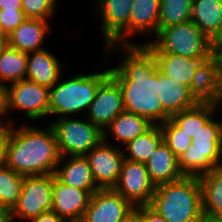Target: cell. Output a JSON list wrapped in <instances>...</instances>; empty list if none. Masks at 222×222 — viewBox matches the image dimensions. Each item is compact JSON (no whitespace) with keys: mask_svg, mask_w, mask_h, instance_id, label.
Returning a JSON list of instances; mask_svg holds the SVG:
<instances>
[{"mask_svg":"<svg viewBox=\"0 0 222 222\" xmlns=\"http://www.w3.org/2000/svg\"><path fill=\"white\" fill-rule=\"evenodd\" d=\"M118 48L125 56L117 67L109 68V72L121 88L124 111L161 125L170 115L158 96L159 70L155 57L140 43L118 45Z\"/></svg>","mask_w":222,"mask_h":222,"instance_id":"1","label":"cell"},{"mask_svg":"<svg viewBox=\"0 0 222 222\" xmlns=\"http://www.w3.org/2000/svg\"><path fill=\"white\" fill-rule=\"evenodd\" d=\"M14 126L6 142L5 165L23 176L54 174L61 156L51 125Z\"/></svg>","mask_w":222,"mask_h":222,"instance_id":"2","label":"cell"},{"mask_svg":"<svg viewBox=\"0 0 222 222\" xmlns=\"http://www.w3.org/2000/svg\"><path fill=\"white\" fill-rule=\"evenodd\" d=\"M150 206L169 222H198L203 214L199 177L158 185Z\"/></svg>","mask_w":222,"mask_h":222,"instance_id":"3","label":"cell"},{"mask_svg":"<svg viewBox=\"0 0 222 222\" xmlns=\"http://www.w3.org/2000/svg\"><path fill=\"white\" fill-rule=\"evenodd\" d=\"M110 75L109 68L92 74H79L66 80H59L50 88L49 115L71 117L85 112L95 98L99 85Z\"/></svg>","mask_w":222,"mask_h":222,"instance_id":"4","label":"cell"},{"mask_svg":"<svg viewBox=\"0 0 222 222\" xmlns=\"http://www.w3.org/2000/svg\"><path fill=\"white\" fill-rule=\"evenodd\" d=\"M214 117L193 135L192 144L178 157L183 176L200 177L222 166V123Z\"/></svg>","mask_w":222,"mask_h":222,"instance_id":"5","label":"cell"},{"mask_svg":"<svg viewBox=\"0 0 222 222\" xmlns=\"http://www.w3.org/2000/svg\"><path fill=\"white\" fill-rule=\"evenodd\" d=\"M142 45L151 53H172L195 59H208L216 49L192 21L162 28L155 40Z\"/></svg>","mask_w":222,"mask_h":222,"instance_id":"6","label":"cell"},{"mask_svg":"<svg viewBox=\"0 0 222 222\" xmlns=\"http://www.w3.org/2000/svg\"><path fill=\"white\" fill-rule=\"evenodd\" d=\"M61 117L50 123L61 157L85 156L102 139L103 132L87 118Z\"/></svg>","mask_w":222,"mask_h":222,"instance_id":"7","label":"cell"},{"mask_svg":"<svg viewBox=\"0 0 222 222\" xmlns=\"http://www.w3.org/2000/svg\"><path fill=\"white\" fill-rule=\"evenodd\" d=\"M53 174L24 176L22 191L11 210V220H31L52 211Z\"/></svg>","mask_w":222,"mask_h":222,"instance_id":"8","label":"cell"},{"mask_svg":"<svg viewBox=\"0 0 222 222\" xmlns=\"http://www.w3.org/2000/svg\"><path fill=\"white\" fill-rule=\"evenodd\" d=\"M50 88L23 79L6 87V116L11 110L23 111L29 120L49 116Z\"/></svg>","mask_w":222,"mask_h":222,"instance_id":"9","label":"cell"},{"mask_svg":"<svg viewBox=\"0 0 222 222\" xmlns=\"http://www.w3.org/2000/svg\"><path fill=\"white\" fill-rule=\"evenodd\" d=\"M133 0H96V9L102 23L105 49L109 53L118 45H136L129 41V17ZM132 42V43H131Z\"/></svg>","mask_w":222,"mask_h":222,"instance_id":"10","label":"cell"},{"mask_svg":"<svg viewBox=\"0 0 222 222\" xmlns=\"http://www.w3.org/2000/svg\"><path fill=\"white\" fill-rule=\"evenodd\" d=\"M155 189L145 163L123 159L119 179L113 187L114 191L136 207L150 205Z\"/></svg>","mask_w":222,"mask_h":222,"instance_id":"11","label":"cell"},{"mask_svg":"<svg viewBox=\"0 0 222 222\" xmlns=\"http://www.w3.org/2000/svg\"><path fill=\"white\" fill-rule=\"evenodd\" d=\"M107 140L103 138L85 155L93 178L100 189H113L119 179L124 159L123 148L114 146Z\"/></svg>","mask_w":222,"mask_h":222,"instance_id":"12","label":"cell"},{"mask_svg":"<svg viewBox=\"0 0 222 222\" xmlns=\"http://www.w3.org/2000/svg\"><path fill=\"white\" fill-rule=\"evenodd\" d=\"M123 111L121 88L109 75L99 85L95 98L87 110V119L104 132Z\"/></svg>","mask_w":222,"mask_h":222,"instance_id":"13","label":"cell"},{"mask_svg":"<svg viewBox=\"0 0 222 222\" xmlns=\"http://www.w3.org/2000/svg\"><path fill=\"white\" fill-rule=\"evenodd\" d=\"M190 92L199 103L222 104V64L216 52L198 65Z\"/></svg>","mask_w":222,"mask_h":222,"instance_id":"14","label":"cell"},{"mask_svg":"<svg viewBox=\"0 0 222 222\" xmlns=\"http://www.w3.org/2000/svg\"><path fill=\"white\" fill-rule=\"evenodd\" d=\"M134 206L113 189H99L91 195L82 222H121Z\"/></svg>","mask_w":222,"mask_h":222,"instance_id":"15","label":"cell"},{"mask_svg":"<svg viewBox=\"0 0 222 222\" xmlns=\"http://www.w3.org/2000/svg\"><path fill=\"white\" fill-rule=\"evenodd\" d=\"M92 193L63 184L53 174L52 211L65 221L82 220Z\"/></svg>","mask_w":222,"mask_h":222,"instance_id":"16","label":"cell"},{"mask_svg":"<svg viewBox=\"0 0 222 222\" xmlns=\"http://www.w3.org/2000/svg\"><path fill=\"white\" fill-rule=\"evenodd\" d=\"M191 21L216 46L222 40V1L193 0Z\"/></svg>","mask_w":222,"mask_h":222,"instance_id":"17","label":"cell"},{"mask_svg":"<svg viewBox=\"0 0 222 222\" xmlns=\"http://www.w3.org/2000/svg\"><path fill=\"white\" fill-rule=\"evenodd\" d=\"M65 158L66 163L60 168V164L65 161ZM54 175L63 184L88 190L92 194L100 189L93 178L91 168L85 156L60 157Z\"/></svg>","mask_w":222,"mask_h":222,"instance_id":"18","label":"cell"},{"mask_svg":"<svg viewBox=\"0 0 222 222\" xmlns=\"http://www.w3.org/2000/svg\"><path fill=\"white\" fill-rule=\"evenodd\" d=\"M49 29L48 21L27 18L8 36V46L27 53L43 50Z\"/></svg>","mask_w":222,"mask_h":222,"instance_id":"19","label":"cell"},{"mask_svg":"<svg viewBox=\"0 0 222 222\" xmlns=\"http://www.w3.org/2000/svg\"><path fill=\"white\" fill-rule=\"evenodd\" d=\"M60 65L55 55L46 49L29 52L25 78L51 88L62 78Z\"/></svg>","mask_w":222,"mask_h":222,"instance_id":"20","label":"cell"},{"mask_svg":"<svg viewBox=\"0 0 222 222\" xmlns=\"http://www.w3.org/2000/svg\"><path fill=\"white\" fill-rule=\"evenodd\" d=\"M145 164L149 178L155 187L183 177L178 166V158L164 141L159 144Z\"/></svg>","mask_w":222,"mask_h":222,"instance_id":"21","label":"cell"},{"mask_svg":"<svg viewBox=\"0 0 222 222\" xmlns=\"http://www.w3.org/2000/svg\"><path fill=\"white\" fill-rule=\"evenodd\" d=\"M158 96L163 109L171 116L196 106L199 102L190 92V88L172 80L159 71Z\"/></svg>","mask_w":222,"mask_h":222,"instance_id":"22","label":"cell"},{"mask_svg":"<svg viewBox=\"0 0 222 222\" xmlns=\"http://www.w3.org/2000/svg\"><path fill=\"white\" fill-rule=\"evenodd\" d=\"M160 0H133L129 17V38L135 34L157 35Z\"/></svg>","mask_w":222,"mask_h":222,"instance_id":"23","label":"cell"},{"mask_svg":"<svg viewBox=\"0 0 222 222\" xmlns=\"http://www.w3.org/2000/svg\"><path fill=\"white\" fill-rule=\"evenodd\" d=\"M155 57L158 70L179 83L190 88L192 77L198 65L206 59H195L172 53H152Z\"/></svg>","mask_w":222,"mask_h":222,"instance_id":"24","label":"cell"},{"mask_svg":"<svg viewBox=\"0 0 222 222\" xmlns=\"http://www.w3.org/2000/svg\"><path fill=\"white\" fill-rule=\"evenodd\" d=\"M153 126L154 124L145 117L123 111L107 127L111 134H108L106 129L103 132V138L112 135L114 140L123 146L134 138L146 133Z\"/></svg>","mask_w":222,"mask_h":222,"instance_id":"25","label":"cell"},{"mask_svg":"<svg viewBox=\"0 0 222 222\" xmlns=\"http://www.w3.org/2000/svg\"><path fill=\"white\" fill-rule=\"evenodd\" d=\"M215 103H198L196 106L175 113L170 120L184 133L193 138L199 130L215 115L218 109Z\"/></svg>","mask_w":222,"mask_h":222,"instance_id":"26","label":"cell"},{"mask_svg":"<svg viewBox=\"0 0 222 222\" xmlns=\"http://www.w3.org/2000/svg\"><path fill=\"white\" fill-rule=\"evenodd\" d=\"M204 213L222 217V166L199 177Z\"/></svg>","mask_w":222,"mask_h":222,"instance_id":"27","label":"cell"},{"mask_svg":"<svg viewBox=\"0 0 222 222\" xmlns=\"http://www.w3.org/2000/svg\"><path fill=\"white\" fill-rule=\"evenodd\" d=\"M163 141L160 125H154L146 133L134 138L125 145L124 158L140 163H146Z\"/></svg>","mask_w":222,"mask_h":222,"instance_id":"28","label":"cell"},{"mask_svg":"<svg viewBox=\"0 0 222 222\" xmlns=\"http://www.w3.org/2000/svg\"><path fill=\"white\" fill-rule=\"evenodd\" d=\"M28 53L10 46L0 54V82L8 84L25 79L27 73Z\"/></svg>","mask_w":222,"mask_h":222,"instance_id":"29","label":"cell"},{"mask_svg":"<svg viewBox=\"0 0 222 222\" xmlns=\"http://www.w3.org/2000/svg\"><path fill=\"white\" fill-rule=\"evenodd\" d=\"M193 0H160L158 32L167 26L191 21Z\"/></svg>","mask_w":222,"mask_h":222,"instance_id":"30","label":"cell"},{"mask_svg":"<svg viewBox=\"0 0 222 222\" xmlns=\"http://www.w3.org/2000/svg\"><path fill=\"white\" fill-rule=\"evenodd\" d=\"M23 177L6 165L0 167V204L6 206L10 211L18 202Z\"/></svg>","mask_w":222,"mask_h":222,"instance_id":"31","label":"cell"},{"mask_svg":"<svg viewBox=\"0 0 222 222\" xmlns=\"http://www.w3.org/2000/svg\"><path fill=\"white\" fill-rule=\"evenodd\" d=\"M163 141L178 158L192 144V138L178 128L170 119L160 125Z\"/></svg>","mask_w":222,"mask_h":222,"instance_id":"32","label":"cell"},{"mask_svg":"<svg viewBox=\"0 0 222 222\" xmlns=\"http://www.w3.org/2000/svg\"><path fill=\"white\" fill-rule=\"evenodd\" d=\"M26 18L42 19L48 21L55 15L57 0H21Z\"/></svg>","mask_w":222,"mask_h":222,"instance_id":"33","label":"cell"},{"mask_svg":"<svg viewBox=\"0 0 222 222\" xmlns=\"http://www.w3.org/2000/svg\"><path fill=\"white\" fill-rule=\"evenodd\" d=\"M26 19L23 10H0V23L7 36Z\"/></svg>","mask_w":222,"mask_h":222,"instance_id":"34","label":"cell"},{"mask_svg":"<svg viewBox=\"0 0 222 222\" xmlns=\"http://www.w3.org/2000/svg\"><path fill=\"white\" fill-rule=\"evenodd\" d=\"M3 119H0V167L5 165V153H6V142L9 135L10 128L12 124H14V121L11 119H8L4 125L2 122ZM10 120V121H9Z\"/></svg>","mask_w":222,"mask_h":222,"instance_id":"35","label":"cell"},{"mask_svg":"<svg viewBox=\"0 0 222 222\" xmlns=\"http://www.w3.org/2000/svg\"><path fill=\"white\" fill-rule=\"evenodd\" d=\"M141 222H169L150 205H141Z\"/></svg>","mask_w":222,"mask_h":222,"instance_id":"36","label":"cell"},{"mask_svg":"<svg viewBox=\"0 0 222 222\" xmlns=\"http://www.w3.org/2000/svg\"><path fill=\"white\" fill-rule=\"evenodd\" d=\"M29 222H65V220L59 217L55 212L48 211L32 218Z\"/></svg>","mask_w":222,"mask_h":222,"instance_id":"37","label":"cell"},{"mask_svg":"<svg viewBox=\"0 0 222 222\" xmlns=\"http://www.w3.org/2000/svg\"><path fill=\"white\" fill-rule=\"evenodd\" d=\"M0 10H23L21 0H0Z\"/></svg>","mask_w":222,"mask_h":222,"instance_id":"38","label":"cell"},{"mask_svg":"<svg viewBox=\"0 0 222 222\" xmlns=\"http://www.w3.org/2000/svg\"><path fill=\"white\" fill-rule=\"evenodd\" d=\"M121 222H141V205L129 211Z\"/></svg>","mask_w":222,"mask_h":222,"instance_id":"39","label":"cell"},{"mask_svg":"<svg viewBox=\"0 0 222 222\" xmlns=\"http://www.w3.org/2000/svg\"><path fill=\"white\" fill-rule=\"evenodd\" d=\"M6 116V87L0 82V118Z\"/></svg>","mask_w":222,"mask_h":222,"instance_id":"40","label":"cell"},{"mask_svg":"<svg viewBox=\"0 0 222 222\" xmlns=\"http://www.w3.org/2000/svg\"><path fill=\"white\" fill-rule=\"evenodd\" d=\"M11 211L4 205L0 204V222H10Z\"/></svg>","mask_w":222,"mask_h":222,"instance_id":"41","label":"cell"},{"mask_svg":"<svg viewBox=\"0 0 222 222\" xmlns=\"http://www.w3.org/2000/svg\"><path fill=\"white\" fill-rule=\"evenodd\" d=\"M198 222H222V217L212 216L203 212Z\"/></svg>","mask_w":222,"mask_h":222,"instance_id":"42","label":"cell"},{"mask_svg":"<svg viewBox=\"0 0 222 222\" xmlns=\"http://www.w3.org/2000/svg\"><path fill=\"white\" fill-rule=\"evenodd\" d=\"M8 46V36H0V54L7 48Z\"/></svg>","mask_w":222,"mask_h":222,"instance_id":"43","label":"cell"},{"mask_svg":"<svg viewBox=\"0 0 222 222\" xmlns=\"http://www.w3.org/2000/svg\"><path fill=\"white\" fill-rule=\"evenodd\" d=\"M215 52L219 55L222 64V40L216 45Z\"/></svg>","mask_w":222,"mask_h":222,"instance_id":"44","label":"cell"},{"mask_svg":"<svg viewBox=\"0 0 222 222\" xmlns=\"http://www.w3.org/2000/svg\"><path fill=\"white\" fill-rule=\"evenodd\" d=\"M0 36H7L4 31H3V28L1 26V23H0Z\"/></svg>","mask_w":222,"mask_h":222,"instance_id":"45","label":"cell"},{"mask_svg":"<svg viewBox=\"0 0 222 222\" xmlns=\"http://www.w3.org/2000/svg\"><path fill=\"white\" fill-rule=\"evenodd\" d=\"M65 222H82L81 220H68V221H65Z\"/></svg>","mask_w":222,"mask_h":222,"instance_id":"46","label":"cell"}]
</instances>
